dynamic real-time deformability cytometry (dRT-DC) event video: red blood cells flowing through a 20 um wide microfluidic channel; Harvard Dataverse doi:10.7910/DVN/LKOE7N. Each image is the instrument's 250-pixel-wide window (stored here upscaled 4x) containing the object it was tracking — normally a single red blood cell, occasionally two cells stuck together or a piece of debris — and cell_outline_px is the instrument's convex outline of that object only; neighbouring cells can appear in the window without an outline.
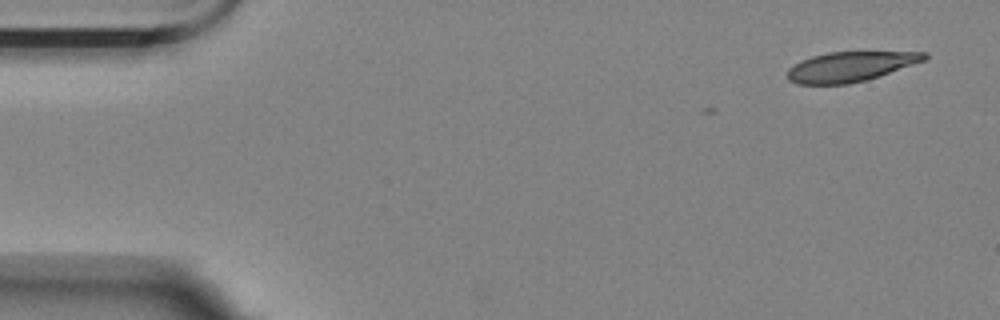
{"species": "Egyptian fruit bat (a non-hibernating species)", "species_latin": "Rousettus aegyptiacus", "temperature_condition": "room temperature", "stored_images_in_passage": 4, "camera_frame_rate_fps": 3000, "um_per_image_px": 0.085, "animal": {"sex": "female"}, "frame": {"image": 1, "passage_image": 1, "time_ms": 0.0, "image_size_px": [1000, 320], "cell_outline_px": [[928, 56], [924, 60], [880, 76], [848, 84], [796, 84], [788, 80], [788, 68], [812, 56], [828, 52], [928, 52]], "centroid_in_image_um": [72.27, 5.66], "position_along_channel_um": 12.7, "area_um2": 23.52}}